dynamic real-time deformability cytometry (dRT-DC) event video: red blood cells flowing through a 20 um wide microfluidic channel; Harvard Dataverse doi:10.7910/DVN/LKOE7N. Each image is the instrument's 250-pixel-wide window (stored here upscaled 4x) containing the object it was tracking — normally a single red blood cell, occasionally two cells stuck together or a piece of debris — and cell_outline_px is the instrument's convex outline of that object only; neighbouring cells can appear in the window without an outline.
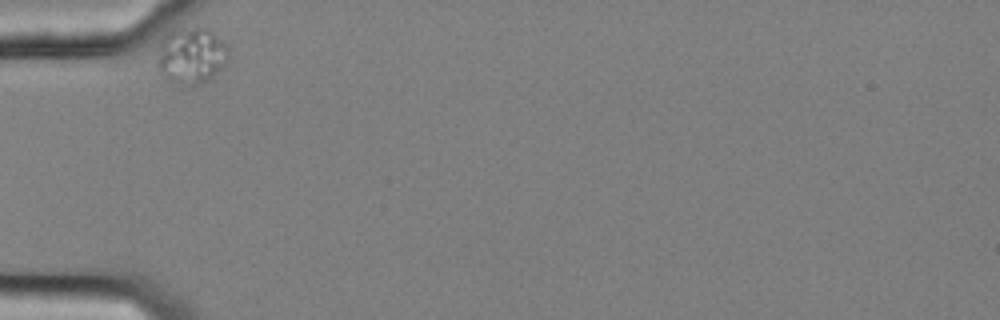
{"species": "common noctule bat (a hibernating species)", "species_latin": "Nyctalus noctula", "temperature_condition": "cold", "stored_images_in_passage": 35, "camera_frame_rate_fps": 3000, "um_per_image_px": 0.085, "animal": {"sex": "female", "body_mass_g": 25.1}, "frame": {"image": 1, "passage_image": 1, "time_ms": 0.0, "image_size_px": [1000, 320], "cell_outline_px": [[228, 56], [224, 64], [208, 80], [192, 88], [176, 88], [160, 72], [156, 64], [160, 44], [164, 36], [168, 32], [196, 28], [208, 28], [228, 48]], "centroid_in_image_um": [16.21, 4.83], "position_along_channel_um": 68.8, "area_um2": 23.47}}
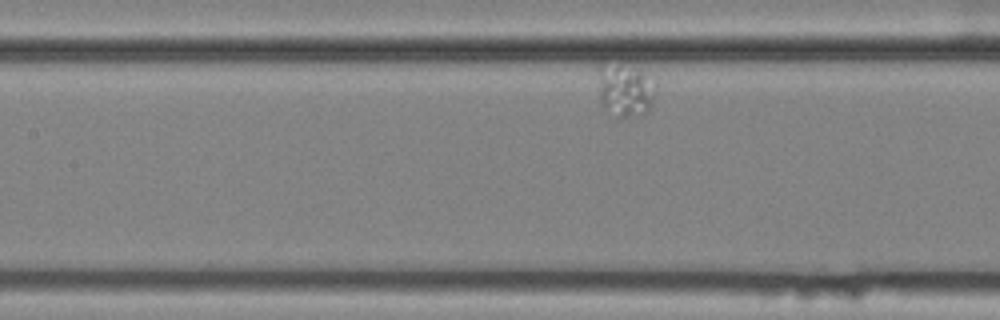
{"frame": {"image": 2, "passage_image": 11, "time_ms": 3.333, "image_size_px": [1000, 320], "cell_outline_px": [[656, 96], [648, 112], [628, 116], [620, 116], [604, 108], [600, 104], [596, 68], [616, 68], [640, 72], [656, 88]], "centroid_in_image_um": [53.11, 7.78], "position_along_channel_um": 154.3, "area_um2": 16.47}}
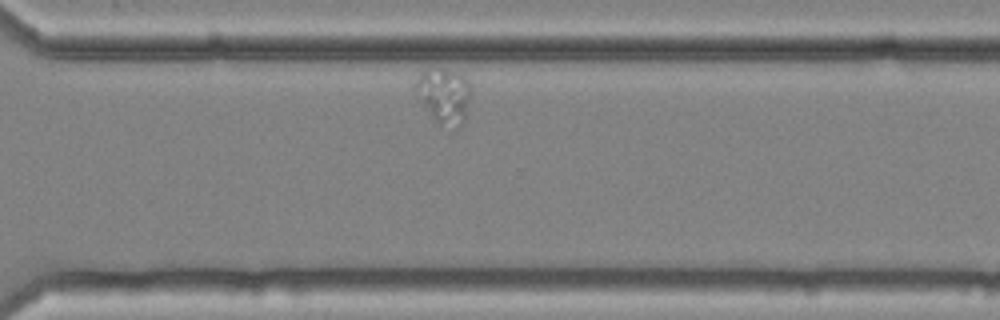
{"frame": {"image": 3, "passage_image": 30, "time_ms": 9.667, "image_size_px": [1000, 320], "cell_outline_px": [[472, 88], [464, 120], [460, 128], [456, 132], [452, 132], [436, 124], [432, 120], [416, 88], [416, 80], [420, 72], [436, 68], [444, 68], [460, 72], [468, 80]], "centroid_in_image_um": [37.81, 8.2], "position_along_channel_um": 332.8, "area_um2": 18.38}}